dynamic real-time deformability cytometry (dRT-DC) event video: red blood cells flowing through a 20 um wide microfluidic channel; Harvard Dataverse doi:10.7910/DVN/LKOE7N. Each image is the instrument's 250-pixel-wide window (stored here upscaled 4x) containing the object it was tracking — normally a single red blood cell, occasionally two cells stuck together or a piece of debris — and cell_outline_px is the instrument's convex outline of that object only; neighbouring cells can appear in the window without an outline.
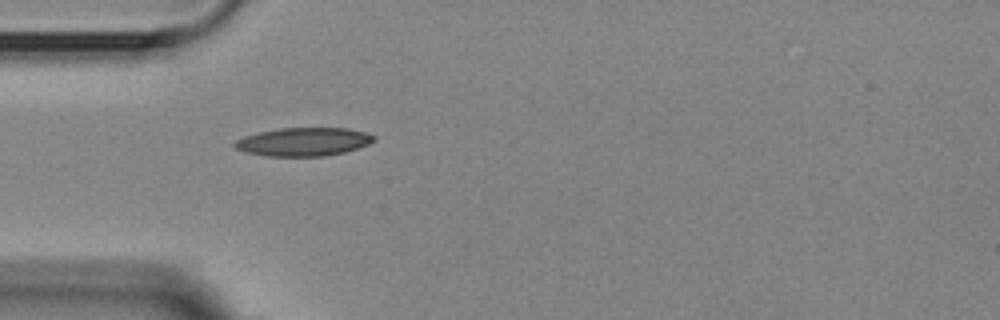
{"species": "Egyptian fruit bat (a non-hibernating species)", "species_latin": "Rousettus aegyptiacus", "temperature_condition": "room temperature", "stored_images_in_passage": 3, "camera_frame_rate_fps": 3000, "um_per_image_px": 0.085, "animal": {"sex": "female"}, "frame": {"image": 1, "passage_image": 3, "time_ms": 3.667, "image_size_px": [1000, 320], "cell_outline_px": [[376, 140], [368, 144], [344, 152], [324, 156], [264, 156], [244, 152], [236, 148], [232, 144], [236, 140], [244, 136], [260, 132], [280, 128], [348, 128], [364, 132], [376, 136]], "centroid_in_image_um": [25.78, 12.05], "position_along_channel_um": 59.2, "area_um2": 23.0}}